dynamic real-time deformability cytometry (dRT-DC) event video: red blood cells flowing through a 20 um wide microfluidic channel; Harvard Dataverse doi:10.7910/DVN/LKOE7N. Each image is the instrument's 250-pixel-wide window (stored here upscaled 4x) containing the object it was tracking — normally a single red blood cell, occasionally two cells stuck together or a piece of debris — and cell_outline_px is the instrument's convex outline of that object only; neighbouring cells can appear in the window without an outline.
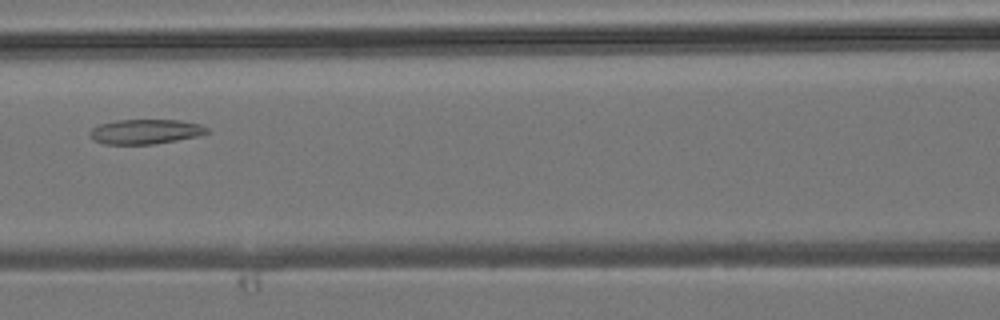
{"species": "common noctule bat (a hibernating species)", "species_latin": "Nyctalus noctula", "temperature_condition": "room temperature", "stored_images_in_passage": 10, "camera_frame_rate_fps": 3000, "um_per_image_px": 0.085, "animal": {"sex": "male", "body_mass_g": 19.2, "forearm_length_mm": 51.8}, "frame": {"image": 1, "passage_image": 6, "time_ms": 1.667, "image_size_px": [1000, 320], "cell_outline_px": [[212, 132], [196, 136], [176, 140], [152, 144], [104, 144], [96, 140], [88, 132], [92, 128], [100, 124], [116, 120], [180, 120], [200, 124], [208, 128]], "centroid_in_image_um": [12.39, 11.18], "position_along_channel_um": 154.2, "area_um2": 16.76}}
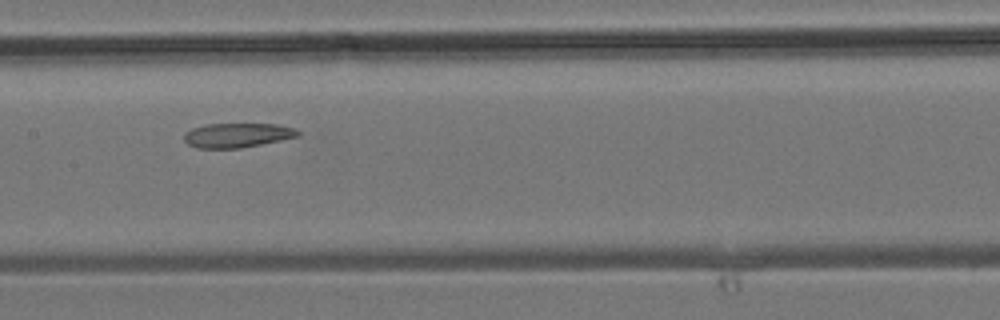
{"frame": {"image": 2, "passage_image": 8, "time_ms": 2.333, "image_size_px": [1000, 320], "cell_outline_px": [[300, 136], [240, 148], [196, 148], [188, 144], [184, 140], [184, 132], [192, 128], [204, 124], [276, 124], [296, 128], [300, 132]], "centroid_in_image_um": [20.15, 11.49], "position_along_channel_um": 187.2, "area_um2": 16.24}}
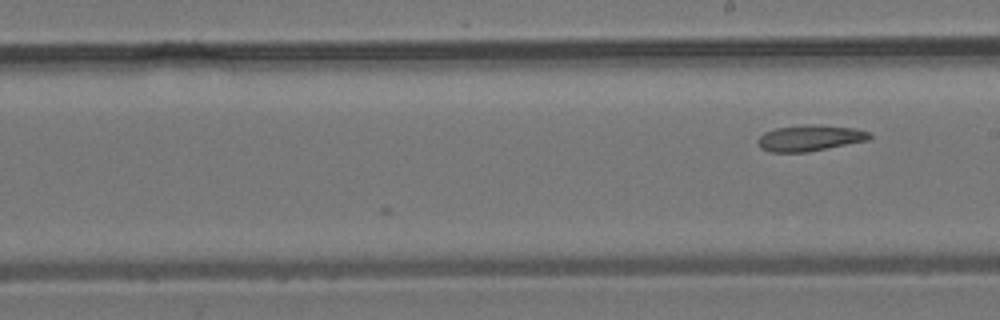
{"frame": {"image": 3, "passage_image": 10, "time_ms": 3.0, "image_size_px": [1000, 320], "cell_outline_px": [[872, 136], [868, 140], [808, 152], [768, 152], [760, 148], [756, 140], [764, 132], [776, 128], [804, 124], [820, 124], [852, 128], [868, 132]], "centroid_in_image_um": [68.79, 11.73], "position_along_channel_um": 220.2, "area_um2": 17.05}}